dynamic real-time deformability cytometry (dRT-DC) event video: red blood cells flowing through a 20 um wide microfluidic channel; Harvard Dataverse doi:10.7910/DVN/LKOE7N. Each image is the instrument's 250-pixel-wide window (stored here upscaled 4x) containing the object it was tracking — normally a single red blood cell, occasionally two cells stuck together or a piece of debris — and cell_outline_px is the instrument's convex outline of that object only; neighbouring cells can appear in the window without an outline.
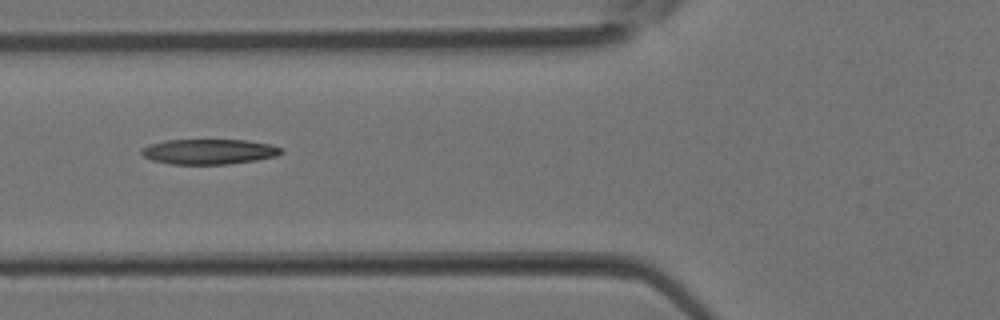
{"species": "Egyptian fruit bat (a non-hibernating species)", "species_latin": "Rousettus aegyptiacus", "temperature_condition": "room temperature", "stored_images_in_passage": 5, "camera_frame_rate_fps": 3000, "um_per_image_px": 0.085, "animal": {"sex": "female"}, "frame": {"image": 1, "passage_image": 5, "time_ms": 1.333, "image_size_px": [1000, 320], "cell_outline_px": [[284, 152], [276, 156], [256, 160], [228, 164], [172, 164], [152, 160], [144, 156], [140, 152], [140, 148], [148, 144], [164, 140], [248, 140], [272, 144], [280, 148]], "centroid_in_image_um": [17.75, 12.88], "position_along_channel_um": 108.1, "area_um2": 20.63}}